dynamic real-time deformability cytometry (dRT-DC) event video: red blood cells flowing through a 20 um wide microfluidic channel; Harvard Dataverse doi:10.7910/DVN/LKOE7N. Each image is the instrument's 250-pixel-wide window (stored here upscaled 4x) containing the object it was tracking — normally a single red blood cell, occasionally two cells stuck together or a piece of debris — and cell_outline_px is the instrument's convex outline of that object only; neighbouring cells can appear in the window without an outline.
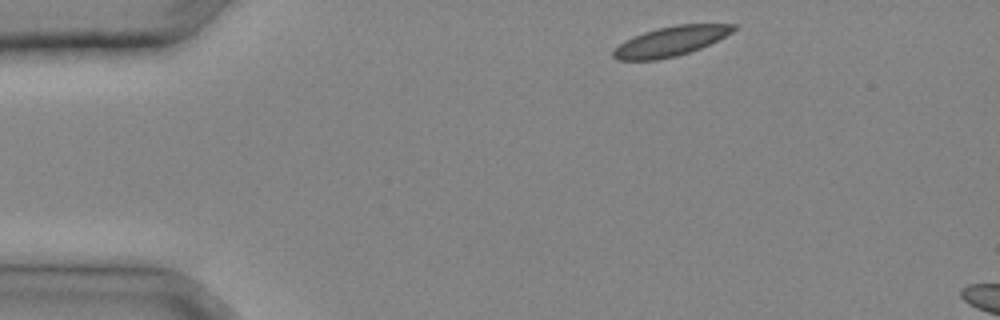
{"species": "common noctule bat (a hibernating species)", "species_latin": "Nyctalus noctula", "temperature_condition": "cold", "stored_images_in_passage": 4, "camera_frame_rate_fps": 3000, "um_per_image_px": 0.085, "animal": {"sex": "male", "body_mass_g": 20.4}, "frame": {"image": 1, "passage_image": 1, "time_ms": 0.0, "image_size_px": [1000, 320], "cell_outline_px": [[736, 28], [732, 32], [700, 48], [676, 56], [656, 60], [616, 60], [612, 56], [612, 52], [620, 44], [644, 32], [656, 28], [676, 24], [736, 24]], "centroid_in_image_um": [57.0, 3.51], "position_along_channel_um": 28.0, "area_um2": 20.4}}